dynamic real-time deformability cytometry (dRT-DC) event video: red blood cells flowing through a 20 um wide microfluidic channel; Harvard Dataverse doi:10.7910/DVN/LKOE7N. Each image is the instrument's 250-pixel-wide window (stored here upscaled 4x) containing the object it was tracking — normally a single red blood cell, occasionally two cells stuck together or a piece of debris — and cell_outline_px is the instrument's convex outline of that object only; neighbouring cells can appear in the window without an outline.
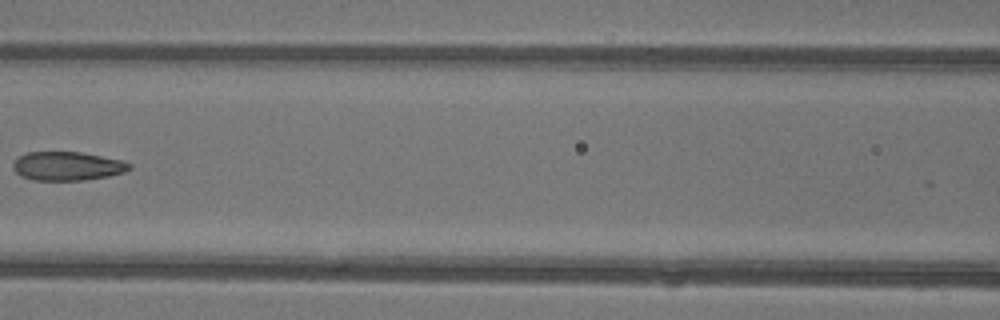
{"species": "common noctule bat (a hibernating species)", "species_latin": "Nyctalus noctula", "temperature_condition": "warm", "stored_images_in_passage": 6, "camera_frame_rate_fps": 3000, "um_per_image_px": 0.085, "animal": {"sex": "female"}, "frame": {"image": 1, "passage_image": 6, "time_ms": 1.667, "image_size_px": [1000, 320], "cell_outline_px": [[132, 168], [124, 172], [108, 176], [84, 180], [32, 180], [20, 176], [16, 172], [12, 164], [20, 156], [28, 152], [80, 152], [120, 160], [132, 164]], "centroid_in_image_um": [5.72, 14.12], "position_along_channel_um": 160.9, "area_um2": 19.36}}